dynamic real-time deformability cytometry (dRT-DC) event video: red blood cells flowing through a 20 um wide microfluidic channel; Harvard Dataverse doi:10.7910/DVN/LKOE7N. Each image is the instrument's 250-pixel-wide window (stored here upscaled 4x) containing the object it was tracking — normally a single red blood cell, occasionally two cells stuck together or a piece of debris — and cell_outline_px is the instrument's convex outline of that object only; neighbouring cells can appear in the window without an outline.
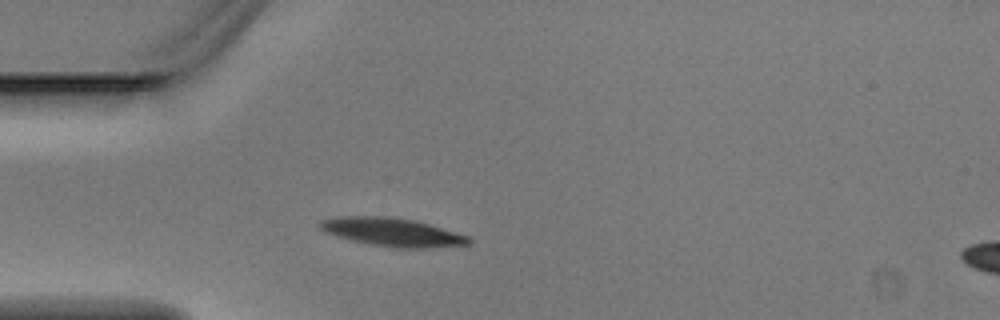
{"species": "Egyptian fruit bat (a non-hibernating species)", "species_latin": "Rousettus aegyptiacus", "temperature_condition": "warm", "stored_images_in_passage": 3, "segment_of_instrument_passage": [1, 2], "camera_frame_rate_fps": 3000, "um_per_image_px": 0.085, "animal": {"sex": "male"}, "frame": {"image": 1, "passage_image": 2, "time_ms": 0.333, "image_size_px": [1000, 320], "cell_outline_px": [[472, 240], [468, 244], [424, 248], [396, 248], [348, 240], [336, 236], [320, 228], [320, 220], [340, 216], [392, 216], [416, 220], [468, 236]], "centroid_in_image_um": [33.33, 19.72], "position_along_channel_um": 51.7, "area_um2": 24.45}}